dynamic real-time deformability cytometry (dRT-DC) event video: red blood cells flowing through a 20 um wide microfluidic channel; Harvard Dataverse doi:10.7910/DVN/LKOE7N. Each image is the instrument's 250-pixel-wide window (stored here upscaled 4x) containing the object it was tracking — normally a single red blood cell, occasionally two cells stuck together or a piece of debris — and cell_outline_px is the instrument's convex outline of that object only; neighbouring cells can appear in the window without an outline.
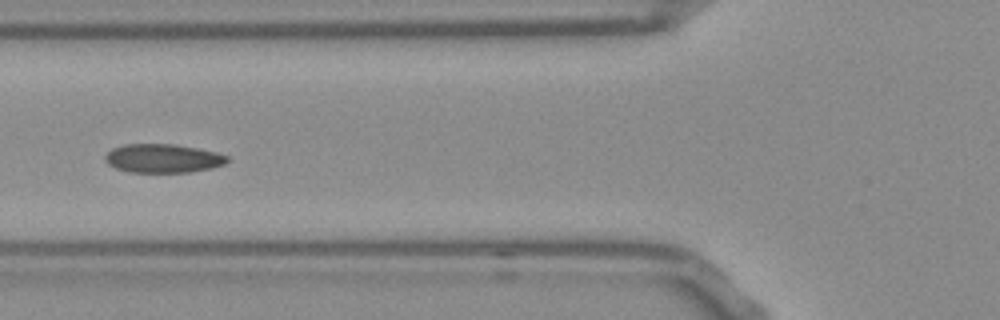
{"species": "Egyptian fruit bat (a non-hibernating species)", "species_latin": "Rousettus aegyptiacus", "temperature_condition": "room temperature", "stored_images_in_passage": 35, "camera_frame_rate_fps": 3000, "um_per_image_px": 0.085, "frame": {"image": 1, "passage_image": 6, "time_ms": 1.667, "image_size_px": [1000, 320], "cell_outline_px": [[228, 160], [224, 164], [212, 168], [188, 172], [128, 172], [116, 168], [108, 164], [104, 160], [104, 156], [112, 148], [124, 144], [176, 144], [216, 152], [228, 156]], "centroid_in_image_um": [13.82, 13.46], "position_along_channel_um": 112.0, "area_um2": 20.46}}